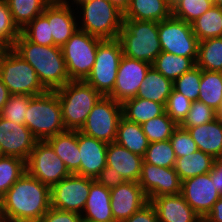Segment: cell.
I'll list each match as a JSON object with an SVG mask.
<instances>
[{"mask_svg":"<svg viewBox=\"0 0 222 222\" xmlns=\"http://www.w3.org/2000/svg\"><path fill=\"white\" fill-rule=\"evenodd\" d=\"M50 208V188L27 171L0 199L2 222H40Z\"/></svg>","mask_w":222,"mask_h":222,"instance_id":"cell-1","label":"cell"},{"mask_svg":"<svg viewBox=\"0 0 222 222\" xmlns=\"http://www.w3.org/2000/svg\"><path fill=\"white\" fill-rule=\"evenodd\" d=\"M0 80L11 95L36 96L47 91L35 69L12 48L5 49L0 56Z\"/></svg>","mask_w":222,"mask_h":222,"instance_id":"cell-6","label":"cell"},{"mask_svg":"<svg viewBox=\"0 0 222 222\" xmlns=\"http://www.w3.org/2000/svg\"><path fill=\"white\" fill-rule=\"evenodd\" d=\"M195 66L196 62L192 58L164 51H161L152 63V67L173 82Z\"/></svg>","mask_w":222,"mask_h":222,"instance_id":"cell-31","label":"cell"},{"mask_svg":"<svg viewBox=\"0 0 222 222\" xmlns=\"http://www.w3.org/2000/svg\"><path fill=\"white\" fill-rule=\"evenodd\" d=\"M212 6V0H176L172 4V16L191 24Z\"/></svg>","mask_w":222,"mask_h":222,"instance_id":"cell-39","label":"cell"},{"mask_svg":"<svg viewBox=\"0 0 222 222\" xmlns=\"http://www.w3.org/2000/svg\"><path fill=\"white\" fill-rule=\"evenodd\" d=\"M95 179L71 174L50 188L51 207L61 210L83 213L90 185Z\"/></svg>","mask_w":222,"mask_h":222,"instance_id":"cell-13","label":"cell"},{"mask_svg":"<svg viewBox=\"0 0 222 222\" xmlns=\"http://www.w3.org/2000/svg\"><path fill=\"white\" fill-rule=\"evenodd\" d=\"M214 6H219L222 8V0H212Z\"/></svg>","mask_w":222,"mask_h":222,"instance_id":"cell-55","label":"cell"},{"mask_svg":"<svg viewBox=\"0 0 222 222\" xmlns=\"http://www.w3.org/2000/svg\"><path fill=\"white\" fill-rule=\"evenodd\" d=\"M138 184L149 201L162 195L181 193V180L174 168L158 167L144 161Z\"/></svg>","mask_w":222,"mask_h":222,"instance_id":"cell-15","label":"cell"},{"mask_svg":"<svg viewBox=\"0 0 222 222\" xmlns=\"http://www.w3.org/2000/svg\"><path fill=\"white\" fill-rule=\"evenodd\" d=\"M122 117V103L102 96L87 116L80 132L107 144L115 142L117 127Z\"/></svg>","mask_w":222,"mask_h":222,"instance_id":"cell-10","label":"cell"},{"mask_svg":"<svg viewBox=\"0 0 222 222\" xmlns=\"http://www.w3.org/2000/svg\"><path fill=\"white\" fill-rule=\"evenodd\" d=\"M217 114H218L219 117L222 118V105H221V108H220V110H219V112Z\"/></svg>","mask_w":222,"mask_h":222,"instance_id":"cell-56","label":"cell"},{"mask_svg":"<svg viewBox=\"0 0 222 222\" xmlns=\"http://www.w3.org/2000/svg\"><path fill=\"white\" fill-rule=\"evenodd\" d=\"M21 33L29 41L35 44L44 46L54 45L48 19L43 14L35 17L25 28L21 30Z\"/></svg>","mask_w":222,"mask_h":222,"instance_id":"cell-40","label":"cell"},{"mask_svg":"<svg viewBox=\"0 0 222 222\" xmlns=\"http://www.w3.org/2000/svg\"><path fill=\"white\" fill-rule=\"evenodd\" d=\"M82 6L83 22L78 29L101 39H117L123 13L108 0H74Z\"/></svg>","mask_w":222,"mask_h":222,"instance_id":"cell-7","label":"cell"},{"mask_svg":"<svg viewBox=\"0 0 222 222\" xmlns=\"http://www.w3.org/2000/svg\"><path fill=\"white\" fill-rule=\"evenodd\" d=\"M124 56L152 65L161 53L158 22L123 19L117 38Z\"/></svg>","mask_w":222,"mask_h":222,"instance_id":"cell-3","label":"cell"},{"mask_svg":"<svg viewBox=\"0 0 222 222\" xmlns=\"http://www.w3.org/2000/svg\"><path fill=\"white\" fill-rule=\"evenodd\" d=\"M110 189L96 180L90 185L89 195L81 215L84 222H115L110 205Z\"/></svg>","mask_w":222,"mask_h":222,"instance_id":"cell-24","label":"cell"},{"mask_svg":"<svg viewBox=\"0 0 222 222\" xmlns=\"http://www.w3.org/2000/svg\"><path fill=\"white\" fill-rule=\"evenodd\" d=\"M66 130H80L102 95L85 81H69L56 90Z\"/></svg>","mask_w":222,"mask_h":222,"instance_id":"cell-5","label":"cell"},{"mask_svg":"<svg viewBox=\"0 0 222 222\" xmlns=\"http://www.w3.org/2000/svg\"><path fill=\"white\" fill-rule=\"evenodd\" d=\"M191 105L192 101L173 89L168 97L165 112L179 126L188 114Z\"/></svg>","mask_w":222,"mask_h":222,"instance_id":"cell-44","label":"cell"},{"mask_svg":"<svg viewBox=\"0 0 222 222\" xmlns=\"http://www.w3.org/2000/svg\"><path fill=\"white\" fill-rule=\"evenodd\" d=\"M149 143L169 140L178 125L164 112L141 125Z\"/></svg>","mask_w":222,"mask_h":222,"instance_id":"cell-37","label":"cell"},{"mask_svg":"<svg viewBox=\"0 0 222 222\" xmlns=\"http://www.w3.org/2000/svg\"><path fill=\"white\" fill-rule=\"evenodd\" d=\"M215 186L211 179V171L181 182L180 194L202 220L222 196Z\"/></svg>","mask_w":222,"mask_h":222,"instance_id":"cell-14","label":"cell"},{"mask_svg":"<svg viewBox=\"0 0 222 222\" xmlns=\"http://www.w3.org/2000/svg\"><path fill=\"white\" fill-rule=\"evenodd\" d=\"M26 161L15 156L0 157V199L25 173Z\"/></svg>","mask_w":222,"mask_h":222,"instance_id":"cell-36","label":"cell"},{"mask_svg":"<svg viewBox=\"0 0 222 222\" xmlns=\"http://www.w3.org/2000/svg\"><path fill=\"white\" fill-rule=\"evenodd\" d=\"M201 77L202 69L195 66L173 82V89L183 94L190 101L194 102L198 100L200 93Z\"/></svg>","mask_w":222,"mask_h":222,"instance_id":"cell-41","label":"cell"},{"mask_svg":"<svg viewBox=\"0 0 222 222\" xmlns=\"http://www.w3.org/2000/svg\"><path fill=\"white\" fill-rule=\"evenodd\" d=\"M211 179L215 183V187L222 195V158L216 159L211 170Z\"/></svg>","mask_w":222,"mask_h":222,"instance_id":"cell-50","label":"cell"},{"mask_svg":"<svg viewBox=\"0 0 222 222\" xmlns=\"http://www.w3.org/2000/svg\"><path fill=\"white\" fill-rule=\"evenodd\" d=\"M25 126L38 141H46L50 137L66 131L56 91H46L43 94L31 96Z\"/></svg>","mask_w":222,"mask_h":222,"instance_id":"cell-4","label":"cell"},{"mask_svg":"<svg viewBox=\"0 0 222 222\" xmlns=\"http://www.w3.org/2000/svg\"><path fill=\"white\" fill-rule=\"evenodd\" d=\"M11 48L35 69L47 91H56L70 81L60 47L35 44L20 33Z\"/></svg>","mask_w":222,"mask_h":222,"instance_id":"cell-2","label":"cell"},{"mask_svg":"<svg viewBox=\"0 0 222 222\" xmlns=\"http://www.w3.org/2000/svg\"><path fill=\"white\" fill-rule=\"evenodd\" d=\"M150 202L156 209L159 222H203L181 194L162 195Z\"/></svg>","mask_w":222,"mask_h":222,"instance_id":"cell-21","label":"cell"},{"mask_svg":"<svg viewBox=\"0 0 222 222\" xmlns=\"http://www.w3.org/2000/svg\"><path fill=\"white\" fill-rule=\"evenodd\" d=\"M191 25L199 42L209 38L222 37V8L213 5Z\"/></svg>","mask_w":222,"mask_h":222,"instance_id":"cell-34","label":"cell"},{"mask_svg":"<svg viewBox=\"0 0 222 222\" xmlns=\"http://www.w3.org/2000/svg\"><path fill=\"white\" fill-rule=\"evenodd\" d=\"M173 88V81L167 79L151 66L139 86L136 97H141L166 106Z\"/></svg>","mask_w":222,"mask_h":222,"instance_id":"cell-27","label":"cell"},{"mask_svg":"<svg viewBox=\"0 0 222 222\" xmlns=\"http://www.w3.org/2000/svg\"><path fill=\"white\" fill-rule=\"evenodd\" d=\"M143 161L158 167L174 168L176 156L170 140L149 143Z\"/></svg>","mask_w":222,"mask_h":222,"instance_id":"cell-38","label":"cell"},{"mask_svg":"<svg viewBox=\"0 0 222 222\" xmlns=\"http://www.w3.org/2000/svg\"><path fill=\"white\" fill-rule=\"evenodd\" d=\"M37 139L25 125H18L0 116V148L4 156L27 161Z\"/></svg>","mask_w":222,"mask_h":222,"instance_id":"cell-17","label":"cell"},{"mask_svg":"<svg viewBox=\"0 0 222 222\" xmlns=\"http://www.w3.org/2000/svg\"><path fill=\"white\" fill-rule=\"evenodd\" d=\"M71 174L80 176L78 130H66L46 140Z\"/></svg>","mask_w":222,"mask_h":222,"instance_id":"cell-25","label":"cell"},{"mask_svg":"<svg viewBox=\"0 0 222 222\" xmlns=\"http://www.w3.org/2000/svg\"><path fill=\"white\" fill-rule=\"evenodd\" d=\"M196 66L206 71L222 72V37L199 42Z\"/></svg>","mask_w":222,"mask_h":222,"instance_id":"cell-35","label":"cell"},{"mask_svg":"<svg viewBox=\"0 0 222 222\" xmlns=\"http://www.w3.org/2000/svg\"><path fill=\"white\" fill-rule=\"evenodd\" d=\"M40 222H84L81 215L75 212L61 211L50 208Z\"/></svg>","mask_w":222,"mask_h":222,"instance_id":"cell-47","label":"cell"},{"mask_svg":"<svg viewBox=\"0 0 222 222\" xmlns=\"http://www.w3.org/2000/svg\"><path fill=\"white\" fill-rule=\"evenodd\" d=\"M26 171L49 188L71 175L47 141H37L26 161Z\"/></svg>","mask_w":222,"mask_h":222,"instance_id":"cell-12","label":"cell"},{"mask_svg":"<svg viewBox=\"0 0 222 222\" xmlns=\"http://www.w3.org/2000/svg\"><path fill=\"white\" fill-rule=\"evenodd\" d=\"M4 155H3V153H2V151H1V148H0V157H3Z\"/></svg>","mask_w":222,"mask_h":222,"instance_id":"cell-57","label":"cell"},{"mask_svg":"<svg viewBox=\"0 0 222 222\" xmlns=\"http://www.w3.org/2000/svg\"><path fill=\"white\" fill-rule=\"evenodd\" d=\"M11 48L6 42H0V56L5 49Z\"/></svg>","mask_w":222,"mask_h":222,"instance_id":"cell-54","label":"cell"},{"mask_svg":"<svg viewBox=\"0 0 222 222\" xmlns=\"http://www.w3.org/2000/svg\"><path fill=\"white\" fill-rule=\"evenodd\" d=\"M42 14L48 19L54 46L61 48L78 29L66 0H52Z\"/></svg>","mask_w":222,"mask_h":222,"instance_id":"cell-19","label":"cell"},{"mask_svg":"<svg viewBox=\"0 0 222 222\" xmlns=\"http://www.w3.org/2000/svg\"><path fill=\"white\" fill-rule=\"evenodd\" d=\"M20 33L13 22L6 0H0V37L12 47Z\"/></svg>","mask_w":222,"mask_h":222,"instance_id":"cell-45","label":"cell"},{"mask_svg":"<svg viewBox=\"0 0 222 222\" xmlns=\"http://www.w3.org/2000/svg\"><path fill=\"white\" fill-rule=\"evenodd\" d=\"M143 157L127 148L111 142L107 147L106 166L115 169L125 181L138 182L141 176Z\"/></svg>","mask_w":222,"mask_h":222,"instance_id":"cell-22","label":"cell"},{"mask_svg":"<svg viewBox=\"0 0 222 222\" xmlns=\"http://www.w3.org/2000/svg\"><path fill=\"white\" fill-rule=\"evenodd\" d=\"M108 144L78 130L80 176L96 179L106 167Z\"/></svg>","mask_w":222,"mask_h":222,"instance_id":"cell-20","label":"cell"},{"mask_svg":"<svg viewBox=\"0 0 222 222\" xmlns=\"http://www.w3.org/2000/svg\"><path fill=\"white\" fill-rule=\"evenodd\" d=\"M158 36L162 51L197 61L199 40L190 23L171 16L158 22Z\"/></svg>","mask_w":222,"mask_h":222,"instance_id":"cell-11","label":"cell"},{"mask_svg":"<svg viewBox=\"0 0 222 222\" xmlns=\"http://www.w3.org/2000/svg\"><path fill=\"white\" fill-rule=\"evenodd\" d=\"M115 142L132 153L144 156L149 146V141L144 134L141 125L128 121L123 116L120 118L117 127Z\"/></svg>","mask_w":222,"mask_h":222,"instance_id":"cell-28","label":"cell"},{"mask_svg":"<svg viewBox=\"0 0 222 222\" xmlns=\"http://www.w3.org/2000/svg\"><path fill=\"white\" fill-rule=\"evenodd\" d=\"M10 93L8 91V88L2 83L0 80V112L2 111V108L7 103Z\"/></svg>","mask_w":222,"mask_h":222,"instance_id":"cell-52","label":"cell"},{"mask_svg":"<svg viewBox=\"0 0 222 222\" xmlns=\"http://www.w3.org/2000/svg\"><path fill=\"white\" fill-rule=\"evenodd\" d=\"M122 57V47L118 39H103L98 44L95 63L85 82L102 96H109L113 91Z\"/></svg>","mask_w":222,"mask_h":222,"instance_id":"cell-9","label":"cell"},{"mask_svg":"<svg viewBox=\"0 0 222 222\" xmlns=\"http://www.w3.org/2000/svg\"><path fill=\"white\" fill-rule=\"evenodd\" d=\"M103 39L77 29L61 47L70 81H85L95 63L98 44Z\"/></svg>","mask_w":222,"mask_h":222,"instance_id":"cell-8","label":"cell"},{"mask_svg":"<svg viewBox=\"0 0 222 222\" xmlns=\"http://www.w3.org/2000/svg\"><path fill=\"white\" fill-rule=\"evenodd\" d=\"M218 114L215 110L198 100L192 102L191 108L188 111L180 127H196L202 124L209 123L216 119Z\"/></svg>","mask_w":222,"mask_h":222,"instance_id":"cell-43","label":"cell"},{"mask_svg":"<svg viewBox=\"0 0 222 222\" xmlns=\"http://www.w3.org/2000/svg\"><path fill=\"white\" fill-rule=\"evenodd\" d=\"M110 205L115 222L127 220L149 202L138 182L125 181L110 189Z\"/></svg>","mask_w":222,"mask_h":222,"instance_id":"cell-18","label":"cell"},{"mask_svg":"<svg viewBox=\"0 0 222 222\" xmlns=\"http://www.w3.org/2000/svg\"><path fill=\"white\" fill-rule=\"evenodd\" d=\"M203 222H222V196L214 203Z\"/></svg>","mask_w":222,"mask_h":222,"instance_id":"cell-51","label":"cell"},{"mask_svg":"<svg viewBox=\"0 0 222 222\" xmlns=\"http://www.w3.org/2000/svg\"><path fill=\"white\" fill-rule=\"evenodd\" d=\"M164 112L165 106L163 104L141 97L130 98L122 103V116L139 125L162 115Z\"/></svg>","mask_w":222,"mask_h":222,"instance_id":"cell-29","label":"cell"},{"mask_svg":"<svg viewBox=\"0 0 222 222\" xmlns=\"http://www.w3.org/2000/svg\"><path fill=\"white\" fill-rule=\"evenodd\" d=\"M52 0H6L14 24L21 31L35 17L44 12Z\"/></svg>","mask_w":222,"mask_h":222,"instance_id":"cell-32","label":"cell"},{"mask_svg":"<svg viewBox=\"0 0 222 222\" xmlns=\"http://www.w3.org/2000/svg\"><path fill=\"white\" fill-rule=\"evenodd\" d=\"M107 189H113L124 183V178L112 167L106 166L95 179Z\"/></svg>","mask_w":222,"mask_h":222,"instance_id":"cell-48","label":"cell"},{"mask_svg":"<svg viewBox=\"0 0 222 222\" xmlns=\"http://www.w3.org/2000/svg\"><path fill=\"white\" fill-rule=\"evenodd\" d=\"M30 100V95H10L7 103L0 112V116L15 124L25 125V118Z\"/></svg>","mask_w":222,"mask_h":222,"instance_id":"cell-42","label":"cell"},{"mask_svg":"<svg viewBox=\"0 0 222 222\" xmlns=\"http://www.w3.org/2000/svg\"><path fill=\"white\" fill-rule=\"evenodd\" d=\"M108 1L124 14L128 9L131 0H108Z\"/></svg>","mask_w":222,"mask_h":222,"instance_id":"cell-53","label":"cell"},{"mask_svg":"<svg viewBox=\"0 0 222 222\" xmlns=\"http://www.w3.org/2000/svg\"><path fill=\"white\" fill-rule=\"evenodd\" d=\"M170 142L175 152L176 158L188 156L198 151L196 143L193 141L187 129L178 126L172 136Z\"/></svg>","mask_w":222,"mask_h":222,"instance_id":"cell-46","label":"cell"},{"mask_svg":"<svg viewBox=\"0 0 222 222\" xmlns=\"http://www.w3.org/2000/svg\"><path fill=\"white\" fill-rule=\"evenodd\" d=\"M198 101L219 112L222 105V72L202 70Z\"/></svg>","mask_w":222,"mask_h":222,"instance_id":"cell-33","label":"cell"},{"mask_svg":"<svg viewBox=\"0 0 222 222\" xmlns=\"http://www.w3.org/2000/svg\"><path fill=\"white\" fill-rule=\"evenodd\" d=\"M176 0H170L171 4H173Z\"/></svg>","mask_w":222,"mask_h":222,"instance_id":"cell-58","label":"cell"},{"mask_svg":"<svg viewBox=\"0 0 222 222\" xmlns=\"http://www.w3.org/2000/svg\"><path fill=\"white\" fill-rule=\"evenodd\" d=\"M122 222H159L155 207L149 201L127 220Z\"/></svg>","mask_w":222,"mask_h":222,"instance_id":"cell-49","label":"cell"},{"mask_svg":"<svg viewBox=\"0 0 222 222\" xmlns=\"http://www.w3.org/2000/svg\"><path fill=\"white\" fill-rule=\"evenodd\" d=\"M215 160L212 156L198 150L188 156L176 158L174 169L182 182L209 173Z\"/></svg>","mask_w":222,"mask_h":222,"instance_id":"cell-30","label":"cell"},{"mask_svg":"<svg viewBox=\"0 0 222 222\" xmlns=\"http://www.w3.org/2000/svg\"><path fill=\"white\" fill-rule=\"evenodd\" d=\"M171 16L170 0H131L123 19L160 22Z\"/></svg>","mask_w":222,"mask_h":222,"instance_id":"cell-26","label":"cell"},{"mask_svg":"<svg viewBox=\"0 0 222 222\" xmlns=\"http://www.w3.org/2000/svg\"><path fill=\"white\" fill-rule=\"evenodd\" d=\"M187 129L198 150L215 159L222 158V118L196 127H182Z\"/></svg>","mask_w":222,"mask_h":222,"instance_id":"cell-23","label":"cell"},{"mask_svg":"<svg viewBox=\"0 0 222 222\" xmlns=\"http://www.w3.org/2000/svg\"><path fill=\"white\" fill-rule=\"evenodd\" d=\"M151 66L147 62L123 55L117 71L116 82L109 97L119 103L136 97L139 86Z\"/></svg>","mask_w":222,"mask_h":222,"instance_id":"cell-16","label":"cell"}]
</instances>
